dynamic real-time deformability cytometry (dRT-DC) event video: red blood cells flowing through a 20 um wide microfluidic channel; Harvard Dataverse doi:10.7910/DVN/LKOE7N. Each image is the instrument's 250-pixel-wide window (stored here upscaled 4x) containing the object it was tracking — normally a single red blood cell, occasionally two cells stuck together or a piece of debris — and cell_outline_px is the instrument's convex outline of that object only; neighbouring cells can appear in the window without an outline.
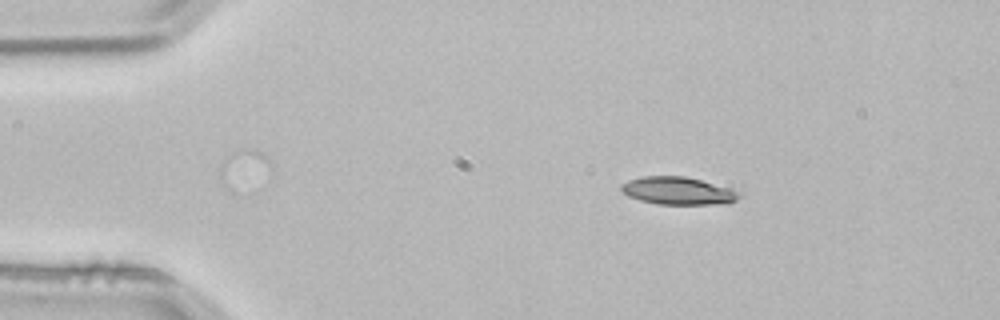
{"species": "common noctule bat (a hibernating species)", "species_latin": "Nyctalus noctula", "temperature_condition": "room temperature", "stored_images_in_passage": 1, "camera_frame_rate_fps": 3000, "um_per_image_px": 0.085, "animal": {"sex": "male", "body_mass_g": 21.5, "forearm_length_mm": 52.0}, "frame": {"image": 1, "passage_image": 1, "time_ms": 0.0, "image_size_px": [1000, 320], "cell_outline_px": [[744, 196], [728, 204], [656, 204], [640, 200], [628, 196], [620, 188], [620, 184], [628, 180], [644, 176], [684, 176], [700, 180], [744, 192]], "centroid_in_image_um": [57.68, 16.23], "position_along_channel_um": 27.3, "area_um2": 19.19}}